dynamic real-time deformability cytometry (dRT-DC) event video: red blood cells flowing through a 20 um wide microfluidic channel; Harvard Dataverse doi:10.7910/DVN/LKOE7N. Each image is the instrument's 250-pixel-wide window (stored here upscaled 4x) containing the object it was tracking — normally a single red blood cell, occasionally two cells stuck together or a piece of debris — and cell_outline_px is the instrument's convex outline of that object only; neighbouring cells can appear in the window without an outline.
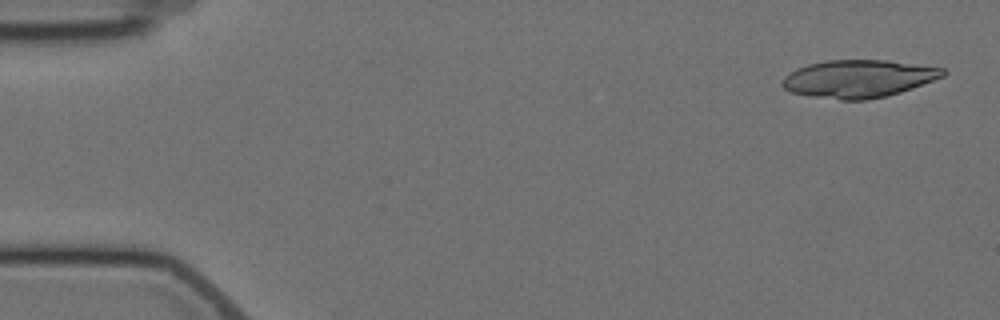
{"species": "Egyptian fruit bat (a non-hibernating species)", "species_latin": "Rousettus aegyptiacus", "temperature_condition": "cold", "stored_images_in_passage": 5, "camera_frame_rate_fps": 3000, "um_per_image_px": 0.085, "animal": {"sex": "female"}, "frame": {"image": 1, "passage_image": 1, "time_ms": 0.0, "image_size_px": [1000, 320], "cell_outline_px": [[948, 72], [944, 76], [912, 88], [900, 92], [884, 96], [864, 100], [840, 100], [812, 96], [792, 92], [784, 88], [780, 84], [784, 76], [796, 68], [808, 64], [824, 60], [888, 60], [944, 68]], "centroid_in_image_um": [72.96, 6.68], "position_along_channel_um": 12.0, "area_um2": 35.26}}